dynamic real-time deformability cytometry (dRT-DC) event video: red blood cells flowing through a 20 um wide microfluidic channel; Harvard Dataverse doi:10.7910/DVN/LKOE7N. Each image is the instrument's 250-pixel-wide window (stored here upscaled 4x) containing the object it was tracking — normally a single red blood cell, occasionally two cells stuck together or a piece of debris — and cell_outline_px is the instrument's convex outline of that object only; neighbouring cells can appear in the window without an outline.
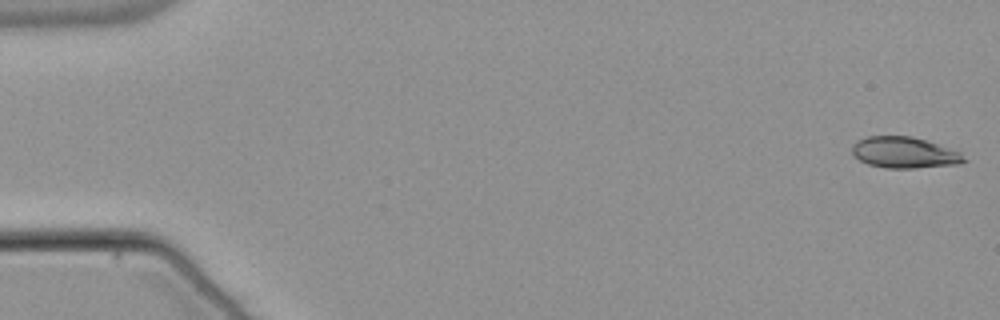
{"species": "common noctule bat (a hibernating species)", "species_latin": "Nyctalus noctula", "temperature_condition": "warm", "stored_images_in_passage": 12, "camera_frame_rate_fps": 3000, "um_per_image_px": 0.085, "animal": {"sex": "male", "body_mass_g": 21.5, "forearm_length_mm": 52.0}, "frame": {"image": 1, "passage_image": 1, "time_ms": 0.0, "image_size_px": [1000, 320], "cell_outline_px": [[968, 160], [960, 164], [916, 168], [884, 168], [868, 164], [852, 156], [852, 144], [856, 140], [868, 136], [912, 136], [960, 152]], "centroid_in_image_um": [76.83, 12.97], "position_along_channel_um": 8.2, "area_um2": 20.4}}